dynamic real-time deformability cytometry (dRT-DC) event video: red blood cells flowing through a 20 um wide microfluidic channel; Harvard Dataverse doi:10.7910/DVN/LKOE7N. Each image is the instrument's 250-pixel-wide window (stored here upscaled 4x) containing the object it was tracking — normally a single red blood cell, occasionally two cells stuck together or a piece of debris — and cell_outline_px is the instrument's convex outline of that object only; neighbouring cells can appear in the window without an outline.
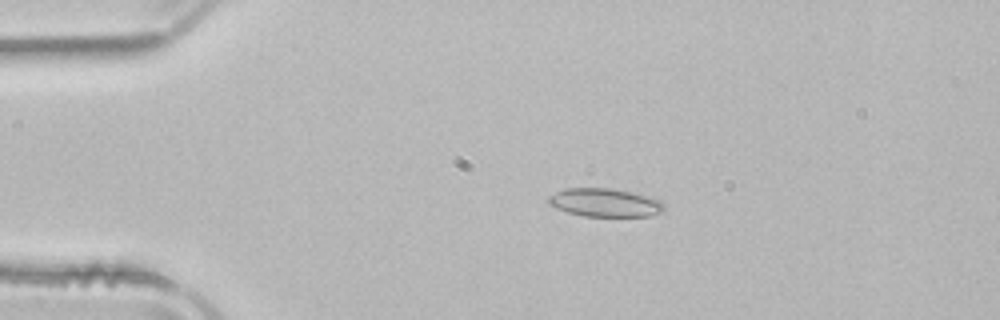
{"species": "common noctule bat (a hibernating species)", "species_latin": "Nyctalus noctula", "temperature_condition": "room temperature", "stored_images_in_passage": 36, "camera_frame_rate_fps": 3000, "um_per_image_px": 0.085, "animal": {"sex": "male", "body_mass_g": 21.5, "forearm_length_mm": 52.0}, "frame": {"image": 1, "passage_image": 10, "time_ms": 3.0, "image_size_px": [1000, 320], "cell_outline_px": [[664, 208], [660, 212], [648, 216], [584, 216], [568, 212], [556, 208], [548, 204], [548, 196], [564, 188], [612, 188], [632, 192], [660, 200], [664, 204]], "centroid_in_image_um": [51.38, 17.21], "position_along_channel_um": 33.6, "area_um2": 19.02}}
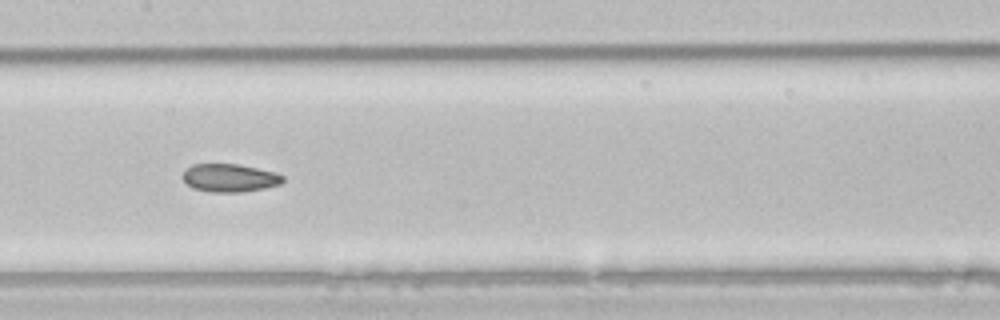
{"frame": {"image": 2, "passage_image": 25, "time_ms": 8.0, "image_size_px": [1000, 320], "cell_outline_px": [[284, 180], [280, 184], [264, 188], [240, 192], [212, 192], [192, 188], [184, 180], [184, 172], [192, 164], [236, 164], [276, 172], [284, 176]], "centroid_in_image_um": [19.55, 15.12], "position_along_channel_um": 187.9, "area_um2": 16.18}}
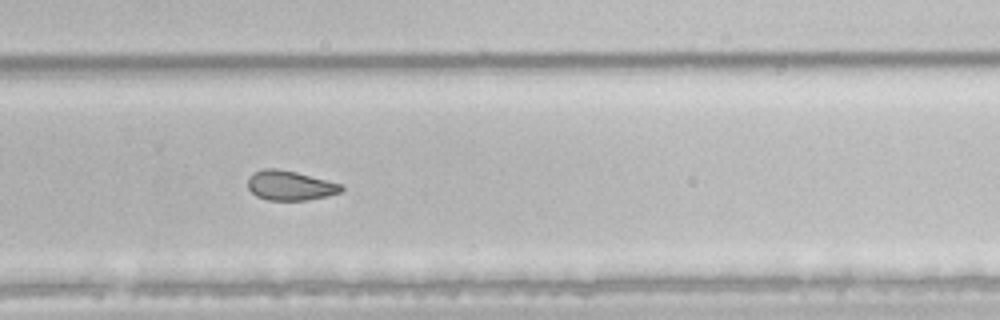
{"frame": {"image": 3, "passage_image": 34, "time_ms": 11.0, "image_size_px": [1000, 320], "cell_outline_px": [[344, 188], [340, 192], [308, 200], [268, 200], [256, 196], [248, 188], [248, 176], [264, 168], [276, 168], [296, 172], [340, 184]], "centroid_in_image_um": [24.61, 15.77], "position_along_channel_um": 305.2, "area_um2": 15.9}}